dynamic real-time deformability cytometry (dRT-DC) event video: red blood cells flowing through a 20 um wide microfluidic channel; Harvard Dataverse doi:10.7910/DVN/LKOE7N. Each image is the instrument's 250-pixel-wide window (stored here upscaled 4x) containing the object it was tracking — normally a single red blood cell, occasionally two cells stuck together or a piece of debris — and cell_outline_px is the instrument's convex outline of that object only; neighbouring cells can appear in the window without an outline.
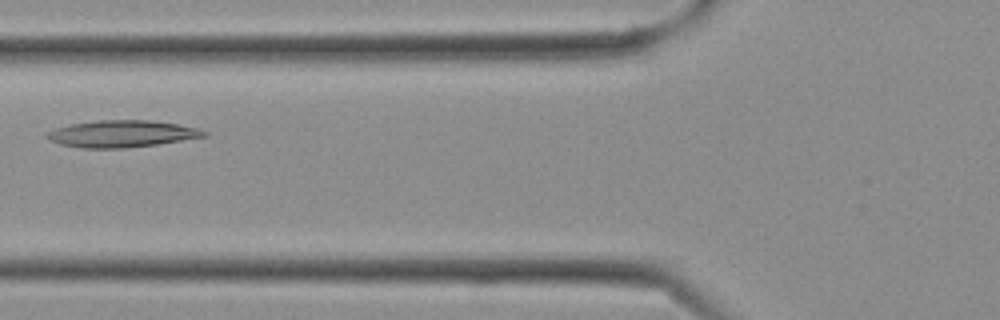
{"species": "Egyptian fruit bat (a non-hibernating species)", "species_latin": "Rousettus aegyptiacus", "temperature_condition": "cold", "stored_images_in_passage": 5, "camera_frame_rate_fps": 3000, "um_per_image_px": 0.085, "frame": {"image": 1, "passage_image": 4, "time_ms": 1.0, "image_size_px": [1000, 320], "cell_outline_px": [[208, 136], [156, 144], [124, 148], [80, 148], [60, 144], [48, 140], [44, 136], [44, 132], [56, 128], [72, 124], [100, 120], [152, 120], [180, 124], [200, 128], [208, 132]], "centroid_in_image_um": [10.35, 11.37], "position_along_channel_um": 115.4, "area_um2": 24.8}}